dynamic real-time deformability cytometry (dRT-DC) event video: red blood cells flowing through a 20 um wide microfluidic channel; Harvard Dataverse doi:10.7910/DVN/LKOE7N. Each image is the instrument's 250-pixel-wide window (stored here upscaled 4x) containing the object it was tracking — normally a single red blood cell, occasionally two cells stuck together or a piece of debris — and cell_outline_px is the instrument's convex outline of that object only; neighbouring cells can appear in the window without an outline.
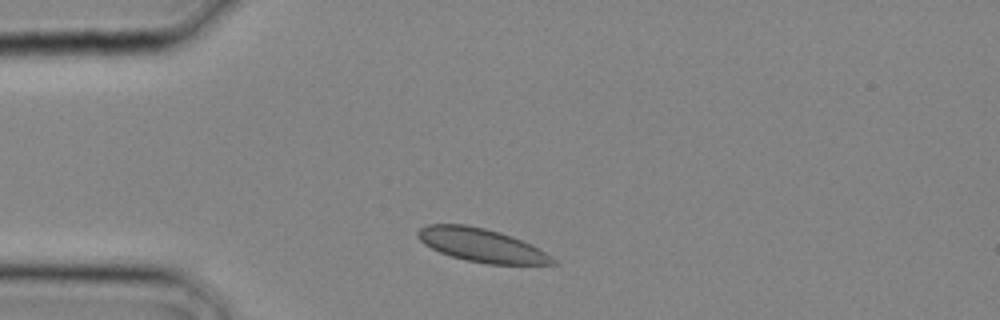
{"species": "common noctule bat (a hibernating species)", "species_latin": "Nyctalus noctula", "temperature_condition": "cold", "stored_images_in_passage": 8, "camera_frame_rate_fps": 3000, "um_per_image_px": 0.085, "animal": {"sex": "male", "body_mass_g": 20.4}, "frame": {"image": 1, "passage_image": 1, "time_ms": 0.0, "image_size_px": [1000, 320], "cell_outline_px": [[560, 264], [488, 264], [468, 260], [452, 256], [440, 252], [424, 244], [416, 236], [416, 232], [420, 228], [428, 224], [464, 224], [484, 228], [500, 232], [512, 236], [540, 248], [552, 256]], "centroid_in_image_um": [40.95, 20.84], "position_along_channel_um": 44.1, "area_um2": 26.24}}
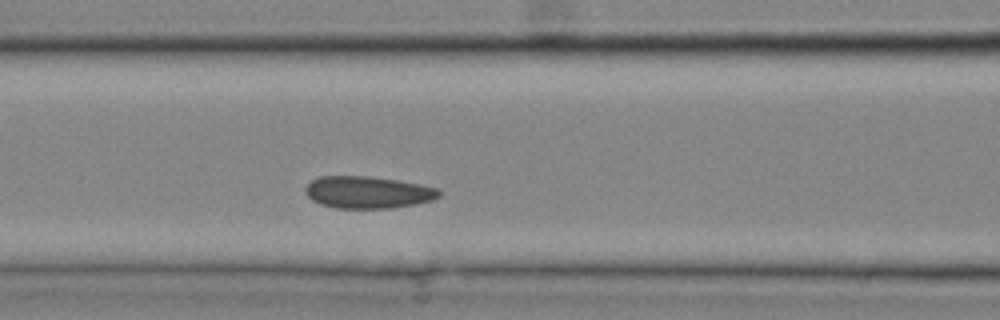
{"frame": {"image": 2, "passage_image": 6, "time_ms": 1.667, "image_size_px": [1000, 320], "cell_outline_px": [[440, 196], [432, 200], [412, 204], [388, 208], [336, 208], [320, 204], [312, 200], [304, 192], [304, 188], [312, 180], [320, 176], [368, 176], [396, 180], [420, 184], [440, 188]], "centroid_in_image_um": [31.24, 16.34], "position_along_channel_um": 135.4, "area_um2": 24.91}}
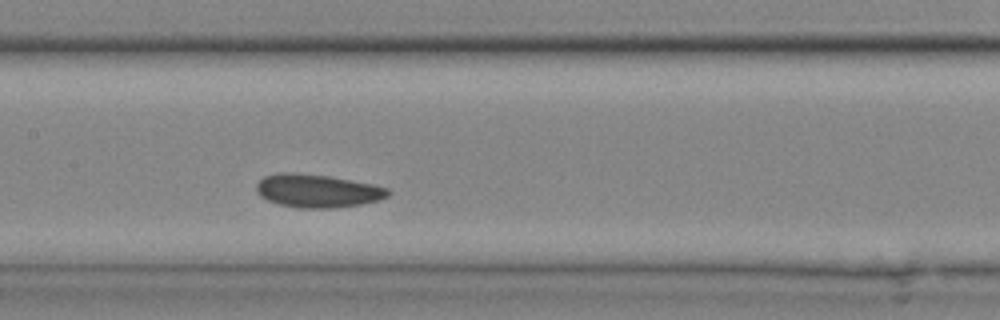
{"frame": {"image": 3, "passage_image": 8, "time_ms": 2.333, "image_size_px": [1000, 320], "cell_outline_px": [[392, 192], [388, 196], [380, 200], [360, 204], [332, 208], [300, 208], [280, 204], [268, 200], [260, 196], [256, 192], [256, 184], [264, 176], [280, 172], [292, 172], [328, 176], [372, 184], [388, 188]], "centroid_in_image_um": [26.98, 16.22], "position_along_channel_um": 180.4, "area_um2": 25.43}}